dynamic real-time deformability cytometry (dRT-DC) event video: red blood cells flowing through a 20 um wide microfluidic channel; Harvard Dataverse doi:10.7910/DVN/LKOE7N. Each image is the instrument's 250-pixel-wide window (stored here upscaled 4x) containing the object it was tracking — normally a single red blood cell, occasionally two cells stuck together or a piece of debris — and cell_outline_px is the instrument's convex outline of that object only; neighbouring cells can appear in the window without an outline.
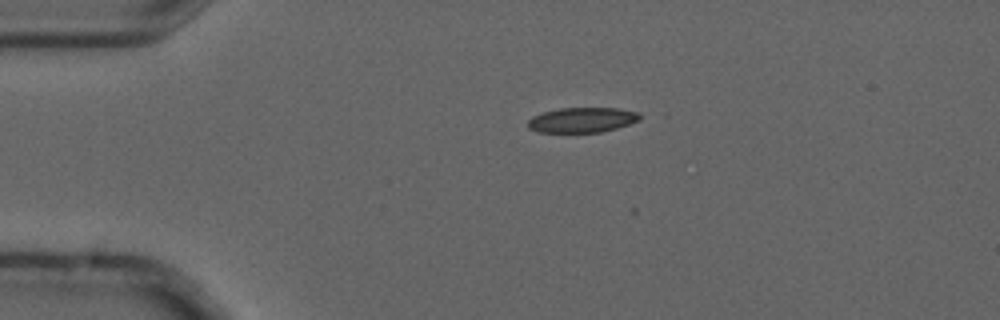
{"species": "common noctule bat (a hibernating species)", "species_latin": "Nyctalus noctula", "temperature_condition": "cold", "stored_images_in_passage": 5, "camera_frame_rate_fps": 3000, "um_per_image_px": 0.085, "animal": {"sex": "male", "forearm_length_mm": 52.5}, "frame": {"image": 1, "passage_image": 5, "time_ms": 1.333, "image_size_px": [1000, 320], "cell_outline_px": [[640, 120], [616, 128], [600, 132], [536, 132], [528, 128], [528, 120], [532, 116], [544, 112], [560, 108], [616, 108], [636, 112], [640, 116]], "centroid_in_image_um": [49.44, 10.2], "position_along_channel_um": 35.6, "area_um2": 16.18}}